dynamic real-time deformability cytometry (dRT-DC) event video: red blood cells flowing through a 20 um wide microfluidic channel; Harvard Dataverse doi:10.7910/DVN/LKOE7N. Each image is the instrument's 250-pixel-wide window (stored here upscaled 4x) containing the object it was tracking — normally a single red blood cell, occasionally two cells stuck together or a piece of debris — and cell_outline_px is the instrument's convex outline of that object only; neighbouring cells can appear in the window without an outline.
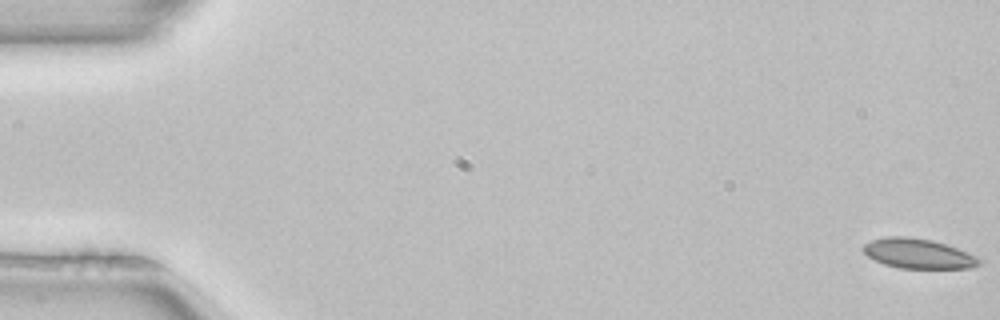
{"species": "common noctule bat (a hibernating species)", "species_latin": "Nyctalus noctula", "temperature_condition": "room temperature", "stored_images_in_passage": 52, "camera_frame_rate_fps": 3000, "um_per_image_px": 0.085, "animal": {"sex": "female", "body_mass_g": 22.7, "forearm_length_mm": 54.2}, "frame": {"image": 1, "passage_image": 1, "time_ms": 0.0, "image_size_px": [1000, 320], "cell_outline_px": [[984, 260], [980, 264], [972, 268], [900, 268], [884, 264], [868, 256], [864, 252], [864, 244], [872, 240], [888, 236], [908, 236], [932, 240], [968, 252]], "centroid_in_image_um": [78.09, 21.55], "position_along_channel_um": 6.9, "area_um2": 20.06}}
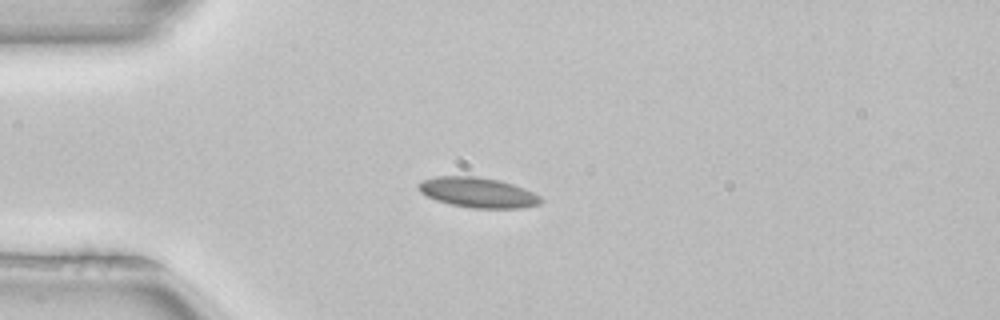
{"frame": {"image": 2, "passage_image": 14, "time_ms": 4.333, "image_size_px": [1000, 320], "cell_outline_px": [[544, 200], [540, 204], [520, 208], [472, 208], [448, 204], [436, 200], [420, 192], [416, 184], [424, 180], [436, 176], [476, 176], [500, 180], [524, 188], [540, 196]], "centroid_in_image_um": [40.62, 16.36], "position_along_channel_um": 44.4, "area_um2": 21.56}}
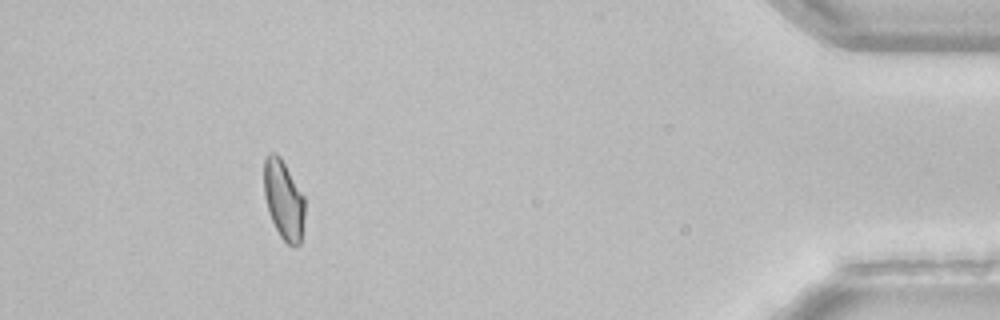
{"frame": {"image": 3, "passage_image": 48, "time_ms": 15.667, "image_size_px": [1000, 320], "cell_outline_px": [[304, 216], [300, 244], [296, 248], [292, 248], [280, 236], [268, 212], [264, 196], [264, 160], [268, 152], [276, 152], [280, 156], [304, 196]], "centroid_in_image_um": [24.1, 16.98], "position_along_channel_um": 411.1, "area_um2": 18.96}, "authors_computed_cell_mechanics": {"area_um2": 20.1722, "velocity_mm_per_s": 3.956, "shape_relaxation_time_tau1_ms": 10.3005, "shape_relaxation_time_tau2_ms": 2.0077, "deformation_change_tau1": 0.1496, "deformation_change_tau2": 0.0615}}